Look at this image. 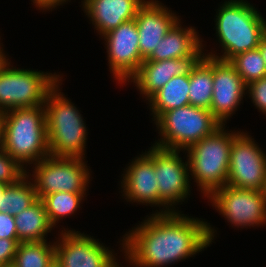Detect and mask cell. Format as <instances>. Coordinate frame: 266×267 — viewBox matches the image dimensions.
Segmentation results:
<instances>
[{
	"mask_svg": "<svg viewBox=\"0 0 266 267\" xmlns=\"http://www.w3.org/2000/svg\"><path fill=\"white\" fill-rule=\"evenodd\" d=\"M180 151L167 149L153 144V162L159 198L173 211L179 202L190 197V171L189 162L182 160ZM180 155V156H179ZM185 161V162H184Z\"/></svg>",
	"mask_w": 266,
	"mask_h": 267,
	"instance_id": "12",
	"label": "cell"
},
{
	"mask_svg": "<svg viewBox=\"0 0 266 267\" xmlns=\"http://www.w3.org/2000/svg\"><path fill=\"white\" fill-rule=\"evenodd\" d=\"M1 147L25 169L49 156L44 105L3 112Z\"/></svg>",
	"mask_w": 266,
	"mask_h": 267,
	"instance_id": "3",
	"label": "cell"
},
{
	"mask_svg": "<svg viewBox=\"0 0 266 267\" xmlns=\"http://www.w3.org/2000/svg\"><path fill=\"white\" fill-rule=\"evenodd\" d=\"M51 267H59L56 263H54Z\"/></svg>",
	"mask_w": 266,
	"mask_h": 267,
	"instance_id": "37",
	"label": "cell"
},
{
	"mask_svg": "<svg viewBox=\"0 0 266 267\" xmlns=\"http://www.w3.org/2000/svg\"><path fill=\"white\" fill-rule=\"evenodd\" d=\"M35 166V167H34ZM31 176L38 199L55 192L86 193L91 173L85 158L47 156L34 164Z\"/></svg>",
	"mask_w": 266,
	"mask_h": 267,
	"instance_id": "8",
	"label": "cell"
},
{
	"mask_svg": "<svg viewBox=\"0 0 266 267\" xmlns=\"http://www.w3.org/2000/svg\"><path fill=\"white\" fill-rule=\"evenodd\" d=\"M229 62L246 85L266 76V64L258 48L240 53Z\"/></svg>",
	"mask_w": 266,
	"mask_h": 267,
	"instance_id": "26",
	"label": "cell"
},
{
	"mask_svg": "<svg viewBox=\"0 0 266 267\" xmlns=\"http://www.w3.org/2000/svg\"><path fill=\"white\" fill-rule=\"evenodd\" d=\"M6 56L0 63V112L44 105L61 75L13 67Z\"/></svg>",
	"mask_w": 266,
	"mask_h": 267,
	"instance_id": "6",
	"label": "cell"
},
{
	"mask_svg": "<svg viewBox=\"0 0 266 267\" xmlns=\"http://www.w3.org/2000/svg\"><path fill=\"white\" fill-rule=\"evenodd\" d=\"M0 238L18 239L14 216L0 212Z\"/></svg>",
	"mask_w": 266,
	"mask_h": 267,
	"instance_id": "30",
	"label": "cell"
},
{
	"mask_svg": "<svg viewBox=\"0 0 266 267\" xmlns=\"http://www.w3.org/2000/svg\"><path fill=\"white\" fill-rule=\"evenodd\" d=\"M7 186H8V184L0 183V198L3 195V192H4V190L6 189Z\"/></svg>",
	"mask_w": 266,
	"mask_h": 267,
	"instance_id": "35",
	"label": "cell"
},
{
	"mask_svg": "<svg viewBox=\"0 0 266 267\" xmlns=\"http://www.w3.org/2000/svg\"><path fill=\"white\" fill-rule=\"evenodd\" d=\"M217 10L215 34L223 54L218 56L211 50L204 55L230 61L240 53L258 48L266 34V20L252 4L246 0H227Z\"/></svg>",
	"mask_w": 266,
	"mask_h": 267,
	"instance_id": "2",
	"label": "cell"
},
{
	"mask_svg": "<svg viewBox=\"0 0 266 267\" xmlns=\"http://www.w3.org/2000/svg\"><path fill=\"white\" fill-rule=\"evenodd\" d=\"M55 263L54 243H18L15 259L11 267H51Z\"/></svg>",
	"mask_w": 266,
	"mask_h": 267,
	"instance_id": "24",
	"label": "cell"
},
{
	"mask_svg": "<svg viewBox=\"0 0 266 267\" xmlns=\"http://www.w3.org/2000/svg\"><path fill=\"white\" fill-rule=\"evenodd\" d=\"M63 230L55 242V263L59 267H123L116 261L113 249L99 239L73 229Z\"/></svg>",
	"mask_w": 266,
	"mask_h": 267,
	"instance_id": "10",
	"label": "cell"
},
{
	"mask_svg": "<svg viewBox=\"0 0 266 267\" xmlns=\"http://www.w3.org/2000/svg\"><path fill=\"white\" fill-rule=\"evenodd\" d=\"M101 39L106 41L108 66L114 80L125 85L144 61L139 50V34L135 19L122 23Z\"/></svg>",
	"mask_w": 266,
	"mask_h": 267,
	"instance_id": "13",
	"label": "cell"
},
{
	"mask_svg": "<svg viewBox=\"0 0 266 267\" xmlns=\"http://www.w3.org/2000/svg\"><path fill=\"white\" fill-rule=\"evenodd\" d=\"M154 124L160 135L154 145L176 150H186L221 126L210 110L193 105L168 110Z\"/></svg>",
	"mask_w": 266,
	"mask_h": 267,
	"instance_id": "7",
	"label": "cell"
},
{
	"mask_svg": "<svg viewBox=\"0 0 266 267\" xmlns=\"http://www.w3.org/2000/svg\"><path fill=\"white\" fill-rule=\"evenodd\" d=\"M263 192H264V195H265V197H266V181H265V187H264V189H263Z\"/></svg>",
	"mask_w": 266,
	"mask_h": 267,
	"instance_id": "36",
	"label": "cell"
},
{
	"mask_svg": "<svg viewBox=\"0 0 266 267\" xmlns=\"http://www.w3.org/2000/svg\"><path fill=\"white\" fill-rule=\"evenodd\" d=\"M18 243V239L0 238V267L12 266Z\"/></svg>",
	"mask_w": 266,
	"mask_h": 267,
	"instance_id": "29",
	"label": "cell"
},
{
	"mask_svg": "<svg viewBox=\"0 0 266 267\" xmlns=\"http://www.w3.org/2000/svg\"><path fill=\"white\" fill-rule=\"evenodd\" d=\"M31 181L26 174L18 182L9 184L0 198V212L15 216L35 203L38 197Z\"/></svg>",
	"mask_w": 266,
	"mask_h": 267,
	"instance_id": "23",
	"label": "cell"
},
{
	"mask_svg": "<svg viewBox=\"0 0 266 267\" xmlns=\"http://www.w3.org/2000/svg\"><path fill=\"white\" fill-rule=\"evenodd\" d=\"M14 221L19 243L47 241V234L54 229L41 199L15 215Z\"/></svg>",
	"mask_w": 266,
	"mask_h": 267,
	"instance_id": "20",
	"label": "cell"
},
{
	"mask_svg": "<svg viewBox=\"0 0 266 267\" xmlns=\"http://www.w3.org/2000/svg\"><path fill=\"white\" fill-rule=\"evenodd\" d=\"M135 157L123 172L121 189L124 198L130 203L159 207L155 214H168L173 211L159 198L157 177L153 162V146ZM165 208V209H164Z\"/></svg>",
	"mask_w": 266,
	"mask_h": 267,
	"instance_id": "14",
	"label": "cell"
},
{
	"mask_svg": "<svg viewBox=\"0 0 266 267\" xmlns=\"http://www.w3.org/2000/svg\"><path fill=\"white\" fill-rule=\"evenodd\" d=\"M148 102L154 122L168 110L190 105L189 75H178L171 78L148 99Z\"/></svg>",
	"mask_w": 266,
	"mask_h": 267,
	"instance_id": "21",
	"label": "cell"
},
{
	"mask_svg": "<svg viewBox=\"0 0 266 267\" xmlns=\"http://www.w3.org/2000/svg\"><path fill=\"white\" fill-rule=\"evenodd\" d=\"M253 105L266 116V76L247 85Z\"/></svg>",
	"mask_w": 266,
	"mask_h": 267,
	"instance_id": "28",
	"label": "cell"
},
{
	"mask_svg": "<svg viewBox=\"0 0 266 267\" xmlns=\"http://www.w3.org/2000/svg\"><path fill=\"white\" fill-rule=\"evenodd\" d=\"M213 94V58L204 55L189 74V103L210 110Z\"/></svg>",
	"mask_w": 266,
	"mask_h": 267,
	"instance_id": "22",
	"label": "cell"
},
{
	"mask_svg": "<svg viewBox=\"0 0 266 267\" xmlns=\"http://www.w3.org/2000/svg\"><path fill=\"white\" fill-rule=\"evenodd\" d=\"M0 39H1V37H0ZM1 46H3V45H1V43H0V63L6 57V54L3 51V47H1Z\"/></svg>",
	"mask_w": 266,
	"mask_h": 267,
	"instance_id": "34",
	"label": "cell"
},
{
	"mask_svg": "<svg viewBox=\"0 0 266 267\" xmlns=\"http://www.w3.org/2000/svg\"><path fill=\"white\" fill-rule=\"evenodd\" d=\"M225 127L221 125L211 135L193 143L185 150L191 179L195 180L205 198L227 185L230 149L233 139L241 131H227Z\"/></svg>",
	"mask_w": 266,
	"mask_h": 267,
	"instance_id": "5",
	"label": "cell"
},
{
	"mask_svg": "<svg viewBox=\"0 0 266 267\" xmlns=\"http://www.w3.org/2000/svg\"><path fill=\"white\" fill-rule=\"evenodd\" d=\"M86 193L55 192L44 196L41 200L46 208L48 219L53 227L63 217L74 214L84 200Z\"/></svg>",
	"mask_w": 266,
	"mask_h": 267,
	"instance_id": "25",
	"label": "cell"
},
{
	"mask_svg": "<svg viewBox=\"0 0 266 267\" xmlns=\"http://www.w3.org/2000/svg\"><path fill=\"white\" fill-rule=\"evenodd\" d=\"M181 24V20H179L159 41L156 49L145 60L161 61L184 58L192 55L204 44L195 28H185Z\"/></svg>",
	"mask_w": 266,
	"mask_h": 267,
	"instance_id": "19",
	"label": "cell"
},
{
	"mask_svg": "<svg viewBox=\"0 0 266 267\" xmlns=\"http://www.w3.org/2000/svg\"><path fill=\"white\" fill-rule=\"evenodd\" d=\"M146 0H82V9L101 37L135 19Z\"/></svg>",
	"mask_w": 266,
	"mask_h": 267,
	"instance_id": "18",
	"label": "cell"
},
{
	"mask_svg": "<svg viewBox=\"0 0 266 267\" xmlns=\"http://www.w3.org/2000/svg\"><path fill=\"white\" fill-rule=\"evenodd\" d=\"M146 218L121 240L131 267H168L185 261L210 246L217 233L205 220L180 211Z\"/></svg>",
	"mask_w": 266,
	"mask_h": 267,
	"instance_id": "1",
	"label": "cell"
},
{
	"mask_svg": "<svg viewBox=\"0 0 266 267\" xmlns=\"http://www.w3.org/2000/svg\"><path fill=\"white\" fill-rule=\"evenodd\" d=\"M258 49L260 50V53L266 64V34L262 37Z\"/></svg>",
	"mask_w": 266,
	"mask_h": 267,
	"instance_id": "32",
	"label": "cell"
},
{
	"mask_svg": "<svg viewBox=\"0 0 266 267\" xmlns=\"http://www.w3.org/2000/svg\"><path fill=\"white\" fill-rule=\"evenodd\" d=\"M31 1L34 3L33 5L36 6L39 10L41 9L43 11L44 10L52 11V9L62 4H65V2L69 0H31Z\"/></svg>",
	"mask_w": 266,
	"mask_h": 267,
	"instance_id": "31",
	"label": "cell"
},
{
	"mask_svg": "<svg viewBox=\"0 0 266 267\" xmlns=\"http://www.w3.org/2000/svg\"><path fill=\"white\" fill-rule=\"evenodd\" d=\"M247 85L229 61L213 58V94L210 111L221 124L235 113L242 103Z\"/></svg>",
	"mask_w": 266,
	"mask_h": 267,
	"instance_id": "15",
	"label": "cell"
},
{
	"mask_svg": "<svg viewBox=\"0 0 266 267\" xmlns=\"http://www.w3.org/2000/svg\"><path fill=\"white\" fill-rule=\"evenodd\" d=\"M266 181V153L251 135L240 132L230 149L227 185L263 191Z\"/></svg>",
	"mask_w": 266,
	"mask_h": 267,
	"instance_id": "11",
	"label": "cell"
},
{
	"mask_svg": "<svg viewBox=\"0 0 266 267\" xmlns=\"http://www.w3.org/2000/svg\"><path fill=\"white\" fill-rule=\"evenodd\" d=\"M2 121H3V112H0V146L2 145Z\"/></svg>",
	"mask_w": 266,
	"mask_h": 267,
	"instance_id": "33",
	"label": "cell"
},
{
	"mask_svg": "<svg viewBox=\"0 0 266 267\" xmlns=\"http://www.w3.org/2000/svg\"><path fill=\"white\" fill-rule=\"evenodd\" d=\"M203 44L190 56L180 59L161 61L144 60L138 71L128 80L138 88L141 95L148 100L161 89L171 78L178 75H189L192 69L204 56Z\"/></svg>",
	"mask_w": 266,
	"mask_h": 267,
	"instance_id": "16",
	"label": "cell"
},
{
	"mask_svg": "<svg viewBox=\"0 0 266 267\" xmlns=\"http://www.w3.org/2000/svg\"><path fill=\"white\" fill-rule=\"evenodd\" d=\"M27 174L11 155L0 146V183L14 184Z\"/></svg>",
	"mask_w": 266,
	"mask_h": 267,
	"instance_id": "27",
	"label": "cell"
},
{
	"mask_svg": "<svg viewBox=\"0 0 266 267\" xmlns=\"http://www.w3.org/2000/svg\"><path fill=\"white\" fill-rule=\"evenodd\" d=\"M158 0H146L135 17L139 34V50L145 60L158 46L159 41L180 20Z\"/></svg>",
	"mask_w": 266,
	"mask_h": 267,
	"instance_id": "17",
	"label": "cell"
},
{
	"mask_svg": "<svg viewBox=\"0 0 266 267\" xmlns=\"http://www.w3.org/2000/svg\"><path fill=\"white\" fill-rule=\"evenodd\" d=\"M207 198L232 227L243 229L266 225V197L263 191L225 185Z\"/></svg>",
	"mask_w": 266,
	"mask_h": 267,
	"instance_id": "9",
	"label": "cell"
},
{
	"mask_svg": "<svg viewBox=\"0 0 266 267\" xmlns=\"http://www.w3.org/2000/svg\"><path fill=\"white\" fill-rule=\"evenodd\" d=\"M60 83L48 93L44 103L49 152L56 157L85 158L88 135L85 119L61 92Z\"/></svg>",
	"mask_w": 266,
	"mask_h": 267,
	"instance_id": "4",
	"label": "cell"
}]
</instances>
